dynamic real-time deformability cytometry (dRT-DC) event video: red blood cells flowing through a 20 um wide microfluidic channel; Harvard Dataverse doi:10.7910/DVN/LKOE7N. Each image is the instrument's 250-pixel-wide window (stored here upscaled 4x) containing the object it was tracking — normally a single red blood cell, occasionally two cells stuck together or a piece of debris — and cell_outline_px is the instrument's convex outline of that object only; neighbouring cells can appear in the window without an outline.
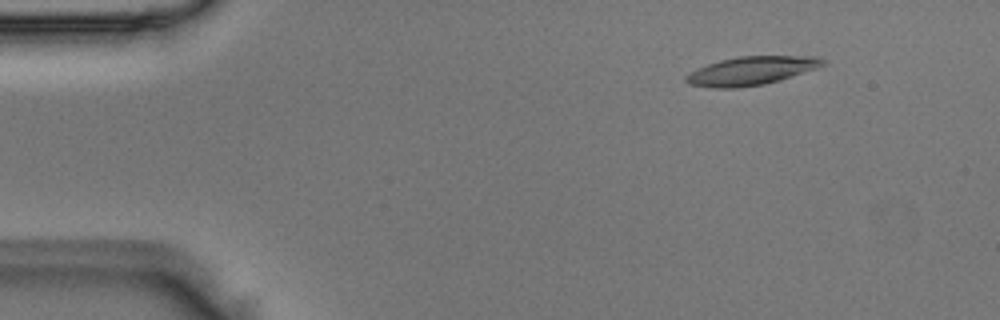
{"species": "Egyptian fruit bat (a non-hibernating species)", "species_latin": "Rousettus aegyptiacus", "temperature_condition": "room temperature", "stored_images_in_passage": 49, "camera_frame_rate_fps": 3000, "um_per_image_px": 0.085, "animal": {"sex": "male"}, "frame": {"image": 1, "passage_image": 6, "time_ms": 1.667, "image_size_px": [1000, 320], "cell_outline_px": [[828, 64], [780, 80], [764, 84], [736, 88], [712, 88], [688, 84], [684, 80], [684, 76], [696, 68], [720, 60], [740, 56], [816, 56], [828, 60]], "centroid_in_image_um": [63.86, 6.01], "position_along_channel_um": 21.1, "area_um2": 22.89}}
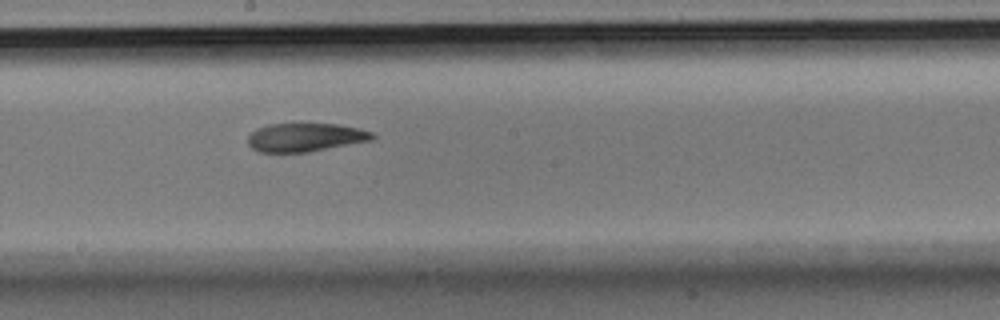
{"frame": {"image": 2, "passage_image": 27, "time_ms": 8.667, "image_size_px": [1000, 320], "cell_outline_px": [[376, 136], [372, 140], [308, 152], [260, 152], [252, 148], [248, 144], [248, 136], [256, 128], [268, 124], [336, 124], [360, 128], [372, 132]], "centroid_in_image_um": [25.95, 11.67], "position_along_channel_um": 222.2, "area_um2": 20.63}}
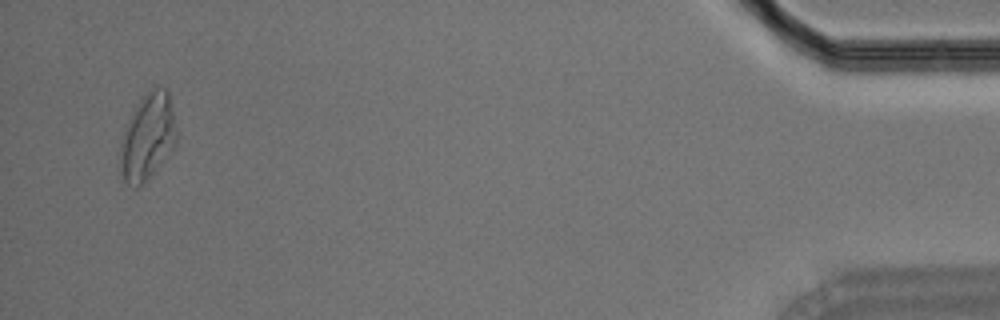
{"frame": {"image": 3, "passage_image": 48, "time_ms": 15.667, "image_size_px": [1000, 320], "cell_outline_px": [[176, 144], [152, 172], [136, 188], [128, 184], [124, 180], [120, 168], [120, 140], [124, 128], [136, 104], [152, 88], [164, 88], [168, 92], [176, 132]], "centroid_in_image_um": [12.5, 11.62], "position_along_channel_um": 422.7, "area_um2": 27.51}}